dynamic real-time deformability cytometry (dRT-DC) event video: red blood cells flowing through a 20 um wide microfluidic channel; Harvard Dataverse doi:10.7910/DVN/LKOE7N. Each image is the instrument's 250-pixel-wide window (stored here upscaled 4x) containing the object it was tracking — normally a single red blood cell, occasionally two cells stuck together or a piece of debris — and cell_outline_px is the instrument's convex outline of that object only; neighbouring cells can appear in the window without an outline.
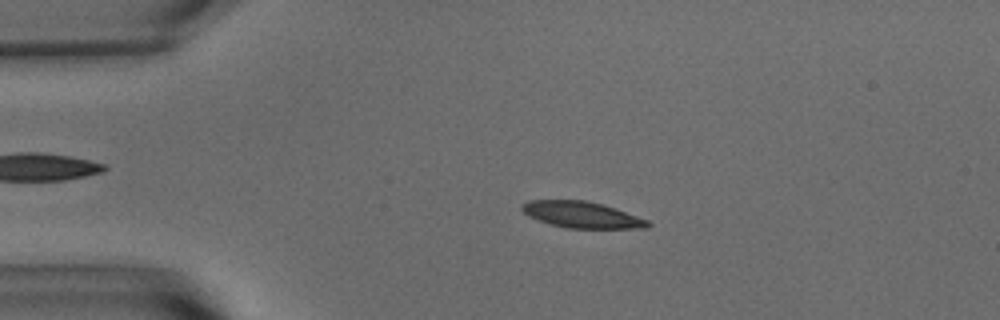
{"species": "common noctule bat (a hibernating species)", "species_latin": "Nyctalus noctula", "temperature_condition": "warm", "stored_images_in_passage": 55, "camera_frame_rate_fps": 3000, "um_per_image_px": 0.085, "animal": {"sex": "male", "body_mass_g": 15.6}, "frame": {"image": 1, "passage_image": 11, "time_ms": 3.333, "image_size_px": [1000, 320], "cell_outline_px": [[652, 224], [648, 228], [568, 228], [552, 224], [540, 220], [524, 212], [520, 208], [528, 200], [584, 200], [604, 204], [616, 208], [648, 220]], "centroid_in_image_um": [49.52, 18.25], "position_along_channel_um": 35.5, "area_um2": 19.07}}
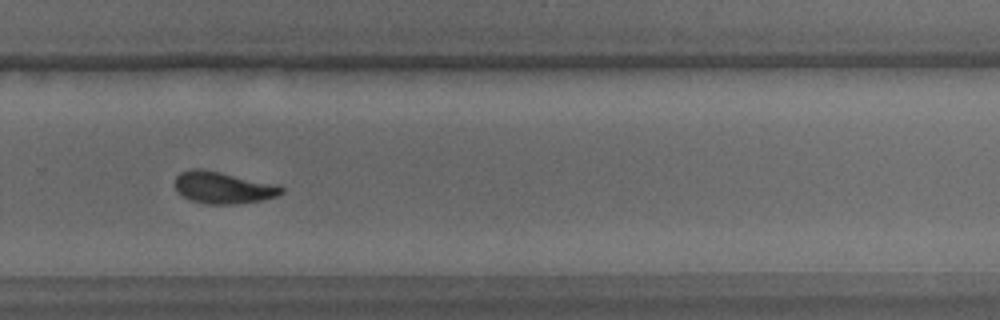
{"frame": {"image": 2, "passage_image": 37, "time_ms": 12.0, "image_size_px": [1000, 320], "cell_outline_px": [[284, 192], [276, 196], [260, 200], [236, 204], [204, 204], [188, 200], [176, 192], [176, 176], [180, 172], [188, 168], [200, 168], [280, 184], [284, 188]], "centroid_in_image_um": [18.95, 15.94], "position_along_channel_um": 310.8, "area_um2": 20.11}}
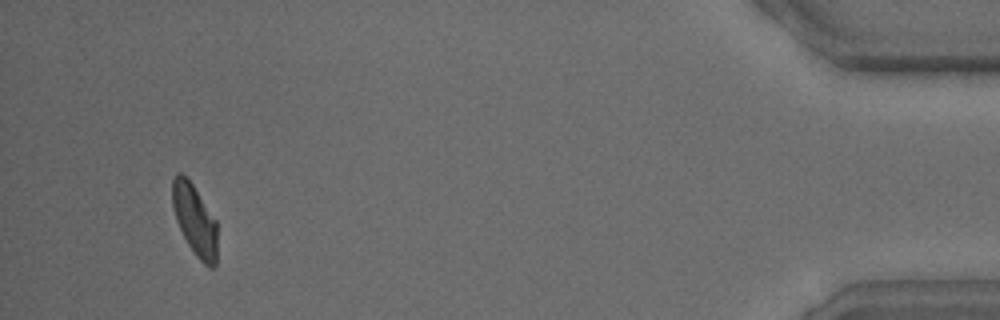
{"frame": {"image": 3, "passage_image": 52, "time_ms": 17.0, "image_size_px": [1000, 320], "cell_outline_px": [[216, 268], [208, 268], [196, 256], [188, 244], [176, 220], [172, 204], [172, 180], [176, 172], [180, 172], [192, 184], [216, 220]], "centroid_in_image_um": [16.55, 18.72], "position_along_channel_um": 418.7, "area_um2": 18.38}, "authors_computed_cell_mechanics": {"area_um2": 19.7098, "velocity_mm_per_s": 3.6145, "shape_relaxation_time_tau1_ms": 4.8476, "shape_relaxation_time_tau2_ms": 2.8599, "deformation_change_tau1": 0.1579, "deformation_change_tau2": 0.0944}}